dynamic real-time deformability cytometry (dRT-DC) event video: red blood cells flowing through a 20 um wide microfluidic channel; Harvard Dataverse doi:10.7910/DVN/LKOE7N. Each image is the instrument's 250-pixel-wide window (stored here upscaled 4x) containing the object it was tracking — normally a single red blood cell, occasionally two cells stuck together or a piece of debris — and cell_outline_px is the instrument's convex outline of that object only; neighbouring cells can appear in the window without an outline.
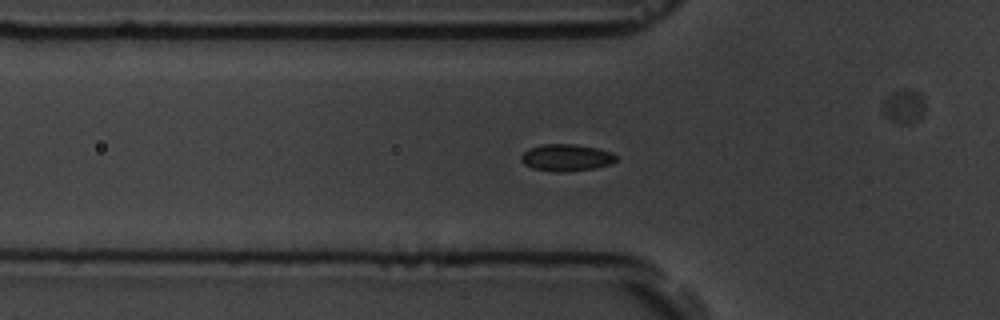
{"species": "common noctule bat (a hibernating species)", "species_latin": "Nyctalus noctula", "temperature_condition": "room temperature", "stored_images_in_passage": 50, "camera_frame_rate_fps": 3000, "um_per_image_px": 0.085, "animal": {"sex": "male", "body_mass_g": 19.5, "forearm_length_mm": 54.6}, "frame": {"image": 1, "passage_image": 11, "time_ms": 3.333, "image_size_px": [1000, 320], "cell_outline_px": [[616, 160], [612, 164], [596, 168], [564, 172], [552, 172], [532, 168], [524, 164], [520, 160], [520, 156], [528, 148], [544, 144], [576, 144], [596, 148], [612, 152], [616, 156]], "centroid_in_image_um": [48.12, 13.4], "position_along_channel_um": 77.7, "area_um2": 15.09}}
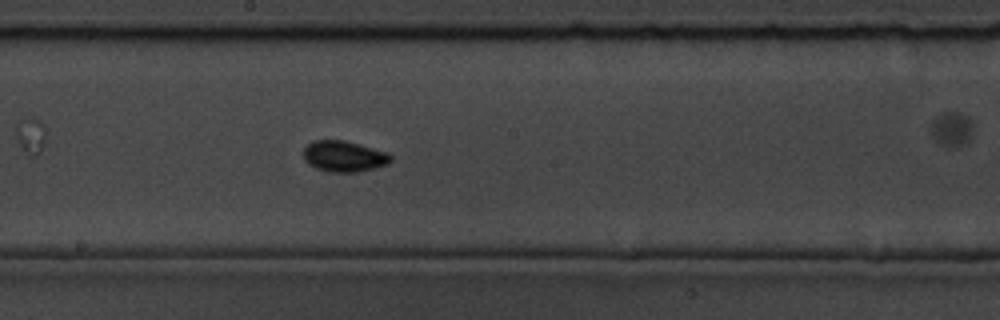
{"frame": {"image": 2, "passage_image": 23, "time_ms": 7.333, "image_size_px": [1000, 320], "cell_outline_px": [[392, 160], [388, 164], [360, 172], [328, 172], [316, 168], [308, 164], [304, 160], [304, 148], [312, 140], [344, 140], [360, 144], [388, 152], [392, 156]], "centroid_in_image_um": [29.25, 13.29], "position_along_channel_um": 219.0, "area_um2": 15.95}}
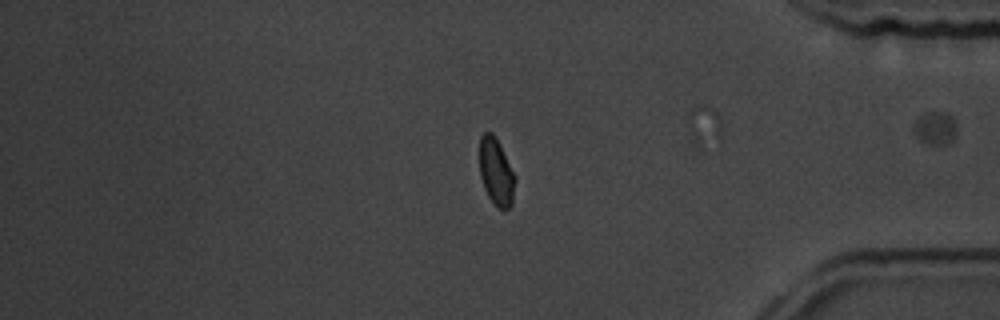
{"frame": {"image": 3, "passage_image": 40, "time_ms": 13.0, "image_size_px": [1000, 320], "cell_outline_px": [[516, 180], [512, 204], [508, 208], [500, 208], [488, 196], [484, 188], [480, 176], [480, 136], [484, 132], [492, 132], [516, 176]], "centroid_in_image_um": [42.18, 14.61], "position_along_channel_um": 393.0, "area_um2": 13.64}, "authors_computed_cell_mechanics": {"area_um2": 14.3633, "velocity_mm_per_s": 3.5324, "shape_relaxation_time_tau1_ms": null, "shape_relaxation_time_tau2_ms": 2.0695, "deformation_change_tau1": null, "deformation_change_tau2": 0.041}}